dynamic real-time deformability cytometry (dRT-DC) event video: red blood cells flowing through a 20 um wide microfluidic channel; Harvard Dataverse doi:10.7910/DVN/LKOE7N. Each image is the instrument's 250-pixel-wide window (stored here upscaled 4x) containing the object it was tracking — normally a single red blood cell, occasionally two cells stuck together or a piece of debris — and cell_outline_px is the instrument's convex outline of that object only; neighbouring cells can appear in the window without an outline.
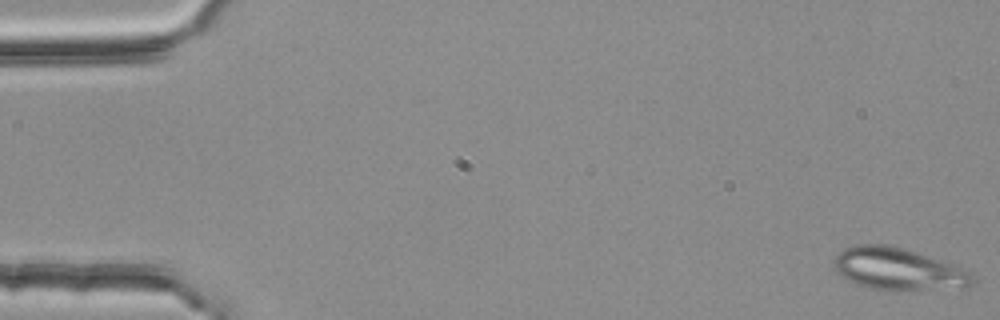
{"species": "common noctule bat (a hibernating species)", "species_latin": "Nyctalus noctula", "temperature_condition": "room temperature", "stored_images_in_passage": 53, "camera_frame_rate_fps": 3000, "um_per_image_px": 0.085, "animal": {"sex": "female", "body_mass_g": 25.1}, "frame": {"image": 1, "passage_image": 1, "time_ms": 0.0, "image_size_px": [1000, 320], "cell_outline_px": [[976, 284], [964, 288], [908, 292], [896, 292], [872, 288], [848, 280], [840, 276], [832, 268], [832, 260], [844, 248], [852, 244], [888, 244], [908, 248], [952, 264], [972, 272], [976, 276]], "centroid_in_image_um": [76.4, 22.89], "position_along_channel_um": 8.6, "area_um2": 35.49}}
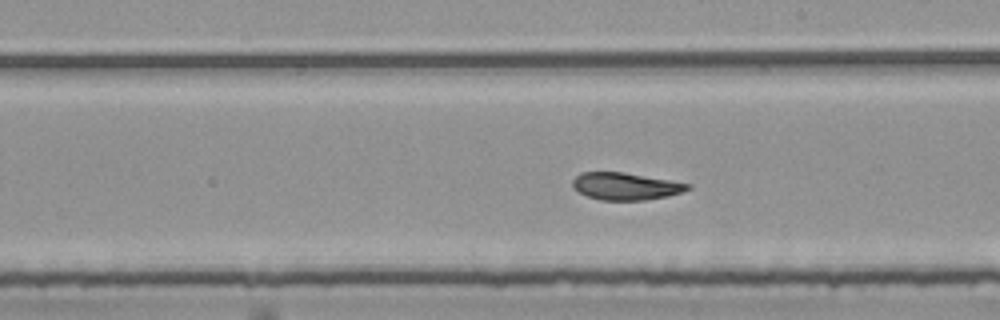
{"frame": {"image": 2, "passage_image": 31, "time_ms": 10.0, "image_size_px": [1000, 320], "cell_outline_px": [[692, 188], [684, 192], [668, 196], [644, 200], [600, 200], [588, 196], [572, 188], [572, 180], [580, 172], [624, 172], [692, 184]], "centroid_in_image_um": [53.19, 15.83], "position_along_channel_um": 235.8, "area_um2": 18.38}}
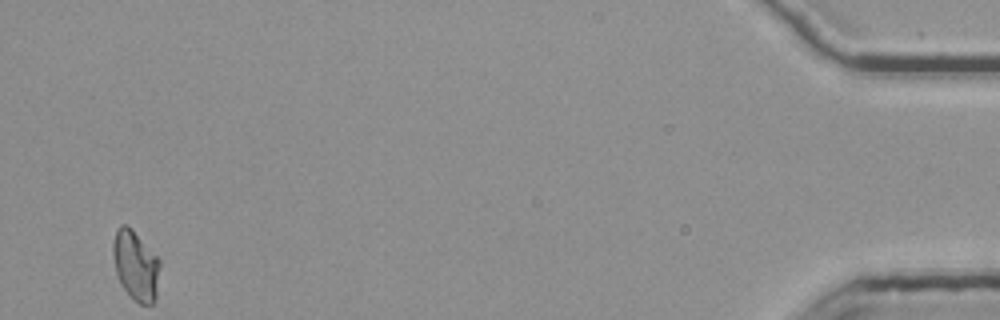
{"frame": {"image": 3, "passage_image": 53, "time_ms": 17.333, "image_size_px": [1000, 320], "cell_outline_px": [[160, 264], [156, 300], [152, 304], [140, 304], [120, 284], [116, 272], [112, 256], [112, 244], [116, 228], [120, 224], [124, 224], [132, 228], [160, 260]], "centroid_in_image_um": [11.52, 22.53], "position_along_channel_um": 423.7, "area_um2": 19.13}, "authors_computed_cell_mechanics": {"area_um2": 19.4786, "velocity_mm_per_s": 3.7597, "shape_relaxation_time_tau1_ms": null, "shape_relaxation_time_tau2_ms": 3.418, "deformation_change_tau1": null, "deformation_change_tau2": 0.0621}}